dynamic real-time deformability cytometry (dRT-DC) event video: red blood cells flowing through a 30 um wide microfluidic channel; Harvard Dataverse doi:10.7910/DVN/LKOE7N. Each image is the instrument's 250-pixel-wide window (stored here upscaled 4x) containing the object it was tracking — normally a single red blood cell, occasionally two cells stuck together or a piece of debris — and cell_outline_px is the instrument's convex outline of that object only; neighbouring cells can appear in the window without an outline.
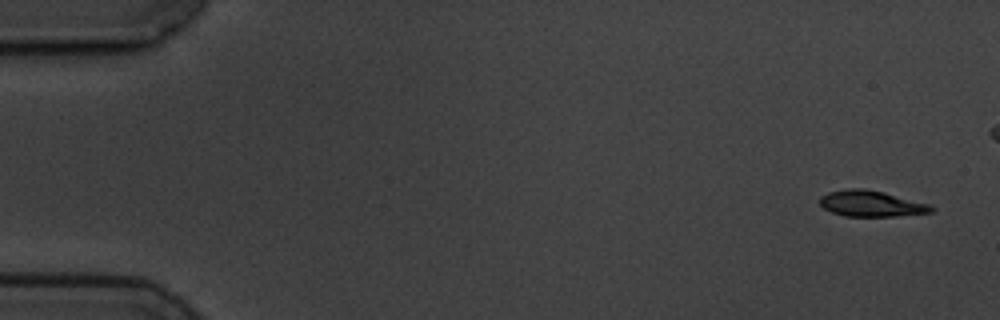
{"species": "common noctule bat (a hibernating species)", "species_latin": "Nyctalus noctula", "temperature_condition": "cold", "stored_images_in_passage": 6, "camera_frame_rate_fps": 3000, "um_per_image_px": 0.085, "animal": {"sex": "male", "body_mass_g": 19.5, "forearm_length_mm": 54.6}, "frame": {"image": 1, "passage_image": 1, "time_ms": 0.0, "image_size_px": [1000, 320], "cell_outline_px": [[936, 208], [932, 212], [896, 216], [844, 216], [832, 212], [824, 208], [820, 204], [820, 196], [828, 192], [848, 188], [864, 188], [884, 192], [928, 204]], "centroid_in_image_um": [74.03, 17.3], "position_along_channel_um": 11.0, "area_um2": 16.82}}